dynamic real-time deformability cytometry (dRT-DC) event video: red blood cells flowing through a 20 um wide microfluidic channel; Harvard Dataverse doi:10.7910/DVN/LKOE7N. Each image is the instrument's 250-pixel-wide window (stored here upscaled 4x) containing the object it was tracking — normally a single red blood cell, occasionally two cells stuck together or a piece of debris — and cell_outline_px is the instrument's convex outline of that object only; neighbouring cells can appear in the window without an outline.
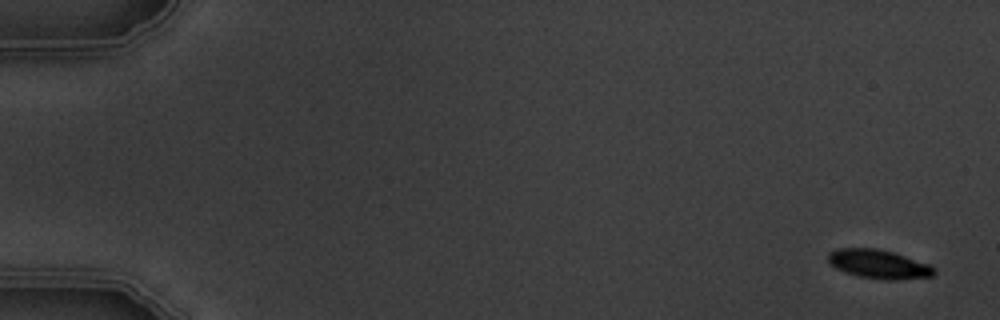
{"species": "common noctule bat (a hibernating species)", "species_latin": "Nyctalus noctula", "temperature_condition": "warm", "stored_images_in_passage": 8, "camera_frame_rate_fps": 3000, "um_per_image_px": 0.085, "animal": {"sex": "male", "body_mass_g": 19.5, "forearm_length_mm": 54.6}, "frame": {"image": 1, "passage_image": 1, "time_ms": 0.0, "image_size_px": [1000, 320], "cell_outline_px": [[936, 272], [932, 276], [892, 280], [884, 280], [860, 276], [844, 272], [828, 264], [828, 252], [840, 248], [876, 248], [892, 252], [932, 264], [936, 268]], "centroid_in_image_um": [74.7, 22.45], "position_along_channel_um": 10.3, "area_um2": 17.98}}
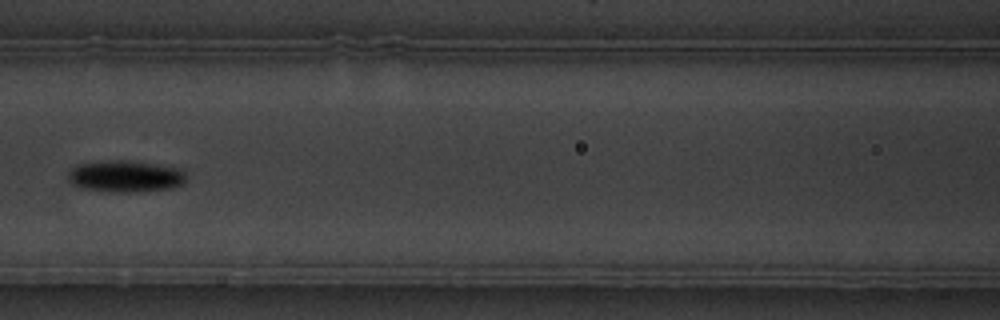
{"frame": {"image": 2, "passage_image": 7, "time_ms": 8.0, "image_size_px": [1000, 320], "cell_outline_px": [[184, 184], [172, 188], [128, 192], [108, 192], [80, 188], [68, 180], [68, 172], [76, 164], [104, 160], [128, 160], [180, 168], [184, 172]], "centroid_in_image_um": [10.61, 14.98], "position_along_channel_um": 156.0, "area_um2": 21.91}}
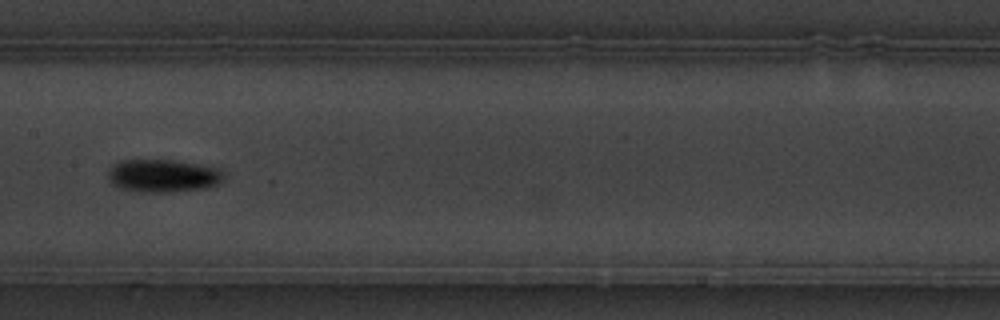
{"frame": {"image": 3, "passage_image": 8, "time_ms": 9.0, "image_size_px": [1000, 320], "cell_outline_px": [[224, 176], [216, 184], [204, 188], [168, 192], [148, 192], [120, 188], [112, 184], [108, 180], [108, 172], [112, 164], [120, 160], [172, 160], [220, 168], [224, 172]], "centroid_in_image_um": [13.82, 14.93], "position_along_channel_um": 193.6, "area_um2": 22.02}}